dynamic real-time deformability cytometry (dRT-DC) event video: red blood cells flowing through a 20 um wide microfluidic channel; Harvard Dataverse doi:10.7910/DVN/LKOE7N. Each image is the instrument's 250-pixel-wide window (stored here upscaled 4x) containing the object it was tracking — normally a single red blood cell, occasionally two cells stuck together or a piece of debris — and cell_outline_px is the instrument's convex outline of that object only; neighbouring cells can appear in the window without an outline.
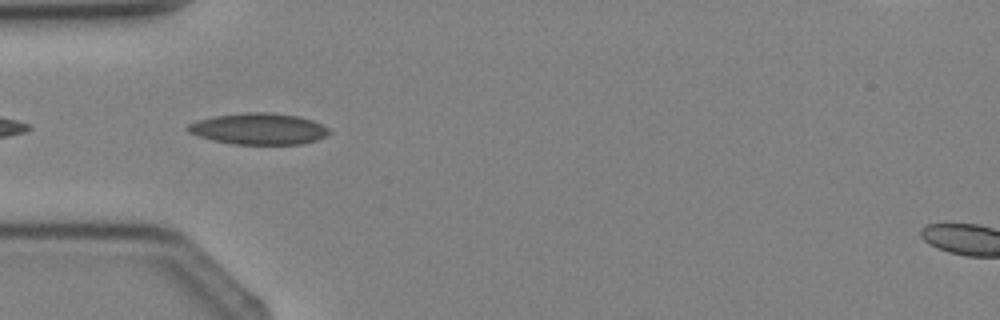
{"species": "Egyptian fruit bat (a non-hibernating species)", "species_latin": "Rousettus aegyptiacus", "temperature_condition": "cold", "stored_images_in_passage": 2, "camera_frame_rate_fps": 3000, "um_per_image_px": 0.085, "animal": {"sex": "female"}, "frame": {"image": 1, "passage_image": 1, "time_ms": 0.0, "image_size_px": [1000, 320], "cell_outline_px": [[332, 132], [316, 140], [300, 144], [232, 144], [212, 140], [188, 132], [184, 128], [188, 124], [196, 120], [216, 116], [248, 112], [268, 112], [296, 116], [312, 120], [328, 128]], "centroid_in_image_um": [21.96, 10.95], "position_along_channel_um": 63.0, "area_um2": 25.66}}
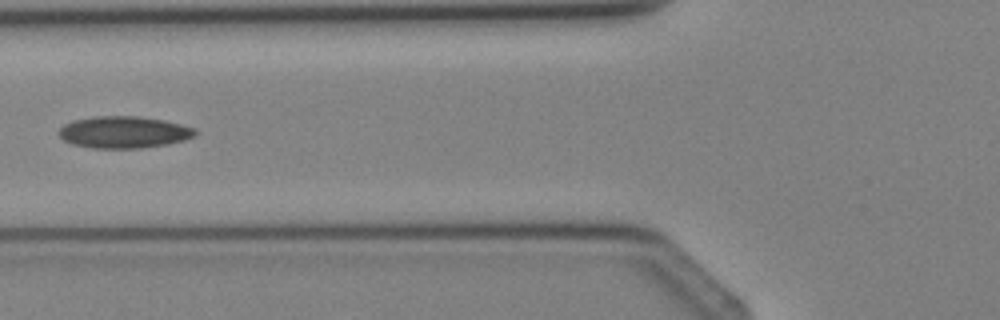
{"frame": {"image": 2, "passage_image": 2, "time_ms": 1.0, "image_size_px": [1000, 320], "cell_outline_px": [[200, 132], [196, 136], [184, 140], [164, 144], [140, 148], [92, 148], [72, 144], [64, 140], [56, 132], [64, 124], [76, 120], [96, 116], [136, 116], [164, 120], [196, 128]], "centroid_in_image_um": [10.55, 11.23], "position_along_channel_um": 115.3, "area_um2": 25.32}}